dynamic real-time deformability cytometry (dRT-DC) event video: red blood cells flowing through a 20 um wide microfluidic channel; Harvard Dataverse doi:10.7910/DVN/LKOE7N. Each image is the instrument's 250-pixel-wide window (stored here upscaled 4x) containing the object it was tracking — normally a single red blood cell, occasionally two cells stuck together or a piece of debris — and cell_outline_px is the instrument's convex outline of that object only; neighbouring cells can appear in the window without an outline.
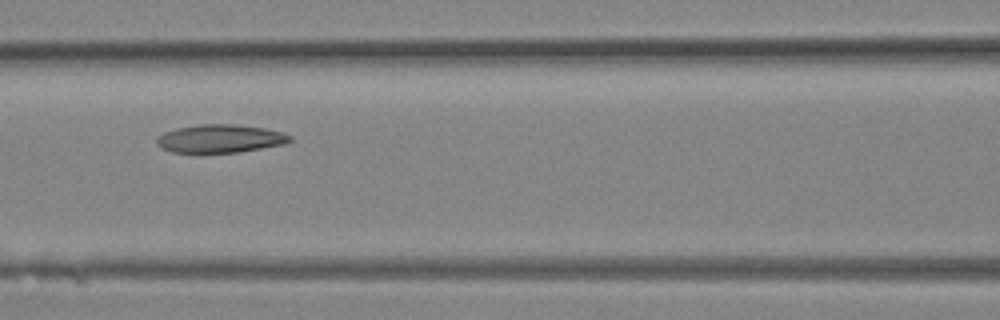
{"species": "Egyptian fruit bat (a non-hibernating species)", "species_latin": "Rousettus aegyptiacus", "temperature_condition": "room temperature", "stored_images_in_passage": 17, "camera_frame_rate_fps": 3000, "um_per_image_px": 0.085, "animal": {"sex": "female"}, "frame": {"image": 1, "passage_image": 12, "time_ms": 3.667, "image_size_px": [1000, 320], "cell_outline_px": [[292, 140], [284, 144], [240, 152], [172, 152], [156, 144], [156, 140], [164, 132], [176, 128], [196, 124], [232, 124], [264, 128], [284, 132], [292, 136]], "centroid_in_image_um": [18.74, 11.77], "position_along_channel_um": 147.9, "area_um2": 21.79}}
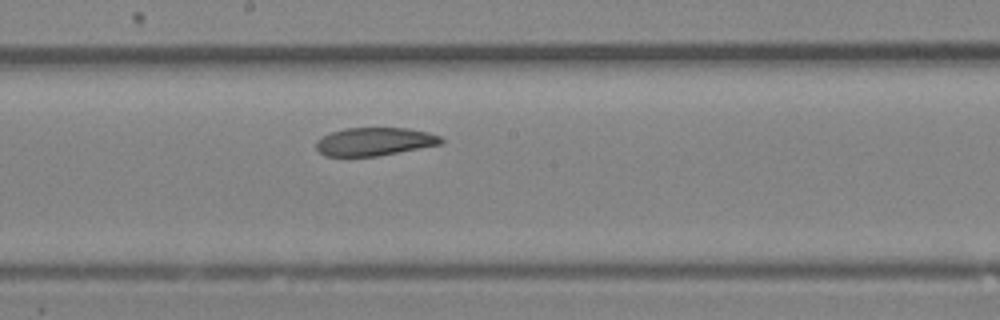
{"frame": {"image": 2, "passage_image": 15, "time_ms": 4.667, "image_size_px": [1000, 320], "cell_outline_px": [[444, 144], [376, 156], [324, 156], [316, 148], [316, 140], [332, 132], [344, 128], [408, 128], [428, 132], [440, 136], [444, 140]], "centroid_in_image_um": [31.86, 12.03], "position_along_channel_um": 216.3, "area_um2": 20.52}}
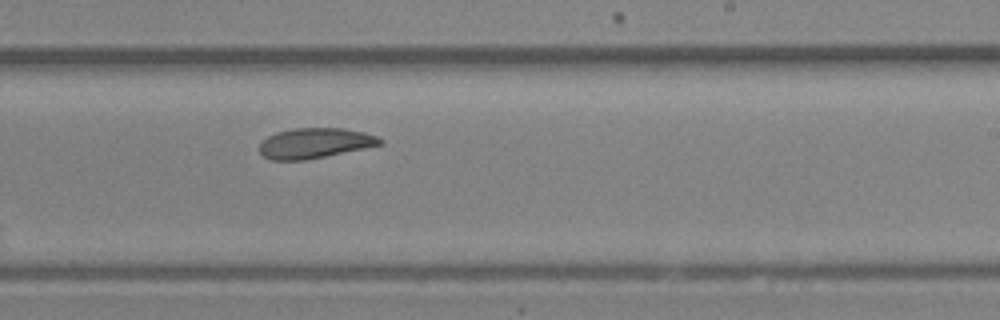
{"frame": {"image": 3, "passage_image": 17, "time_ms": 5.333, "image_size_px": [1000, 320], "cell_outline_px": [[384, 144], [304, 160], [272, 160], [264, 156], [260, 152], [260, 144], [268, 136], [276, 132], [292, 128], [344, 128], [364, 132], [376, 136], [384, 140]], "centroid_in_image_um": [26.77, 12.15], "position_along_channel_um": 262.2, "area_um2": 21.1}}